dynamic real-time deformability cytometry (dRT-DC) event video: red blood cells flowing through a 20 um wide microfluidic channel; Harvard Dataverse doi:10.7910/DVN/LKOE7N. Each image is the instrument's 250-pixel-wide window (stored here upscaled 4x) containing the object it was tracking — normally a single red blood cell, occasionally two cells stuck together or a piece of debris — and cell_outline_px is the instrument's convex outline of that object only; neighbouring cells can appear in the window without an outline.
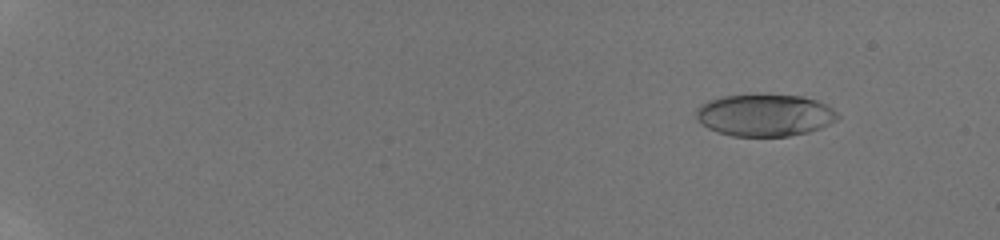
{"species": "human", "species_latin": "Homo sapiens", "temperature_condition": "room temperature", "stored_images_in_passage": 36, "camera_frame_rate_fps": 3000, "um_per_image_px": 0.085, "donor": {"sex": "male"}, "frame": {"image": 1, "passage_image": 7, "time_ms": 2.0, "image_size_px": [1000, 240], "cell_outline_px": [[840, 116], [836, 120], [820, 128], [808, 132], [788, 136], [732, 136], [708, 128], [700, 124], [696, 120], [696, 108], [700, 104], [708, 100], [724, 96], [756, 92], [800, 96], [816, 100], [832, 108]], "centroid_in_image_um": [64.96, 9.75], "position_along_channel_um": 20.0, "area_um2": 35.37}}
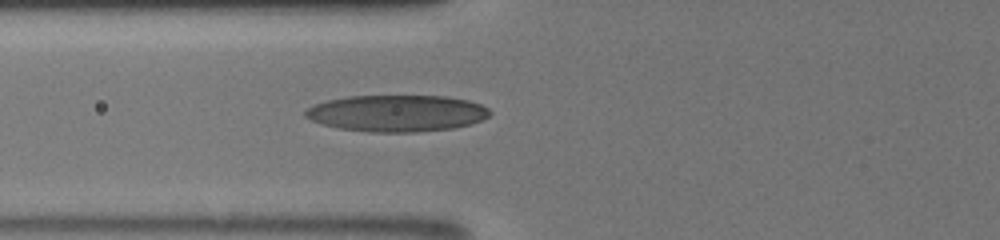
{"frame": {"image": 2, "passage_image": 27, "time_ms": 8.0, "image_size_px": [1000, 240], "cell_outline_px": [[492, 112], [488, 116], [480, 120], [468, 124], [452, 128], [416, 132], [372, 132], [340, 128], [324, 124], [312, 120], [304, 116], [304, 112], [308, 108], [316, 104], [328, 100], [348, 96], [448, 96], [468, 100], [480, 104], [488, 108]], "centroid_in_image_um": [33.75, 9.62], "position_along_channel_um": 92.1, "area_um2": 39.07}}
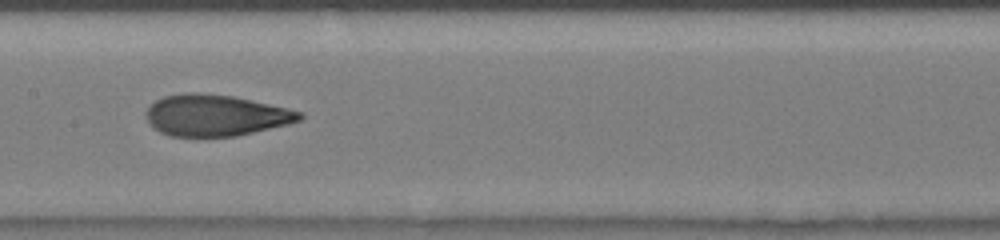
{"frame": {"image": 3, "passage_image": 35, "time_ms": 10.333, "image_size_px": [1000, 240], "cell_outline_px": [[304, 116], [300, 120], [288, 124], [236, 136], [168, 136], [152, 128], [144, 112], [156, 100], [164, 96], [184, 92], [196, 92], [232, 96], [288, 108], [304, 112]], "centroid_in_image_um": [18.31, 9.8], "position_along_channel_um": 189.1, "area_um2": 36.99}}